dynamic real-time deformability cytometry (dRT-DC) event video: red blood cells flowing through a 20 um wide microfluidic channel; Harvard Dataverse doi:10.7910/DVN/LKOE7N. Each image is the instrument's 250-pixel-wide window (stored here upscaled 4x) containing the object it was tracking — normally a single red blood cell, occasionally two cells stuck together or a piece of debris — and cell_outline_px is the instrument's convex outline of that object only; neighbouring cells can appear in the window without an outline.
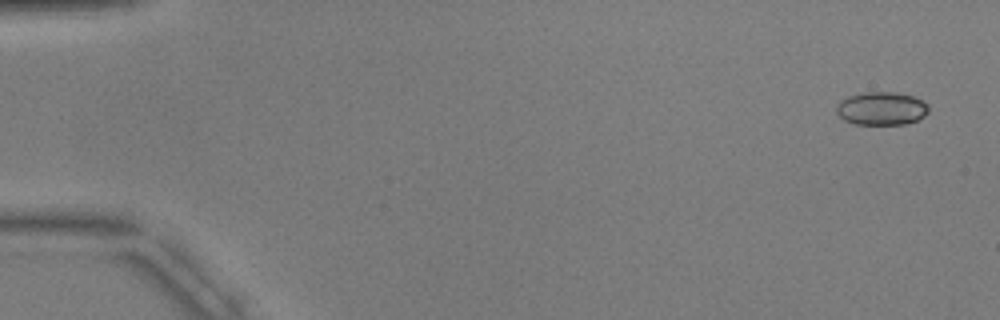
{"species": "common noctule bat (a hibernating species)", "species_latin": "Nyctalus noctula", "temperature_condition": "warm", "stored_images_in_passage": 2, "camera_frame_rate_fps": 3000, "um_per_image_px": 0.085, "animal": {"sex": "male", "body_mass_g": 17.9, "forearm_length_mm": 54.2}, "frame": {"image": 1, "passage_image": 1, "time_ms": 0.0, "image_size_px": [1000, 320], "cell_outline_px": [[928, 112], [924, 116], [908, 124], [856, 124], [844, 120], [836, 112], [836, 104], [840, 100], [848, 96], [864, 92], [896, 92], [912, 96], [928, 104]], "centroid_in_image_um": [74.91, 9.22], "position_along_channel_um": 10.1, "area_um2": 17.86}}